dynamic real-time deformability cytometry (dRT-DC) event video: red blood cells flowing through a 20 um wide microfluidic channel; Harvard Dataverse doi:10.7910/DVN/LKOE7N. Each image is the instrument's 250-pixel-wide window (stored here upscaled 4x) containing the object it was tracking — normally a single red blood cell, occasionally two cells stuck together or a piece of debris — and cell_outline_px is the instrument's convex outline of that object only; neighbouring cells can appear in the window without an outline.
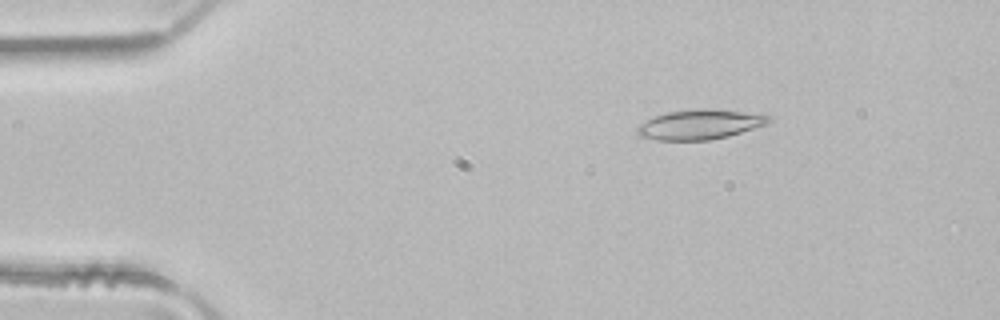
{"species": "common noctule bat (a hibernating species)", "species_latin": "Nyctalus noctula", "temperature_condition": "room temperature", "stored_images_in_passage": 4, "camera_frame_rate_fps": 3000, "um_per_image_px": 0.085, "animal": {"sex": "male", "body_mass_g": 21.5, "forearm_length_mm": 52.0}, "frame": {"image": 1, "passage_image": 2, "time_ms": 0.333, "image_size_px": [1000, 320], "cell_outline_px": [[772, 120], [768, 124], [728, 136], [708, 140], [656, 140], [640, 136], [636, 132], [636, 128], [640, 124], [656, 116], [668, 112], [704, 108], [712, 108], [768, 116]], "centroid_in_image_um": [59.47, 10.59], "position_along_channel_um": 25.5, "area_um2": 22.48}}
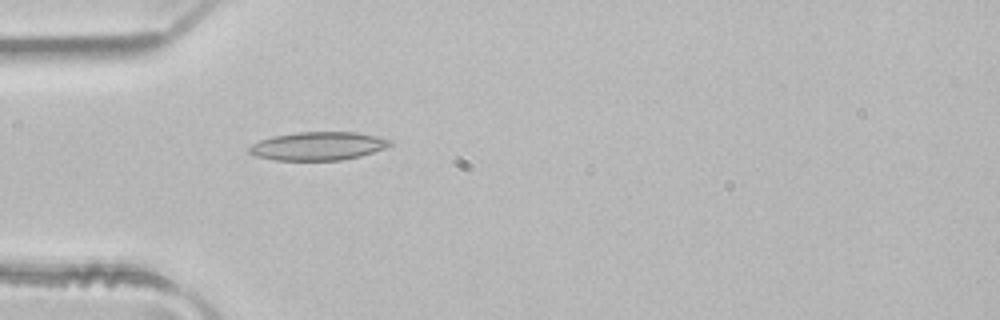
{"frame": {"image": 2, "passage_image": 4, "time_ms": 1.0, "image_size_px": [1000, 320], "cell_outline_px": [[392, 144], [384, 148], [360, 156], [340, 160], [276, 160], [256, 156], [248, 152], [248, 148], [252, 144], [260, 140], [272, 136], [296, 132], [356, 132], [380, 136], [392, 140]], "centroid_in_image_um": [27.04, 12.4], "position_along_channel_um": 58.0, "area_um2": 23.29}}